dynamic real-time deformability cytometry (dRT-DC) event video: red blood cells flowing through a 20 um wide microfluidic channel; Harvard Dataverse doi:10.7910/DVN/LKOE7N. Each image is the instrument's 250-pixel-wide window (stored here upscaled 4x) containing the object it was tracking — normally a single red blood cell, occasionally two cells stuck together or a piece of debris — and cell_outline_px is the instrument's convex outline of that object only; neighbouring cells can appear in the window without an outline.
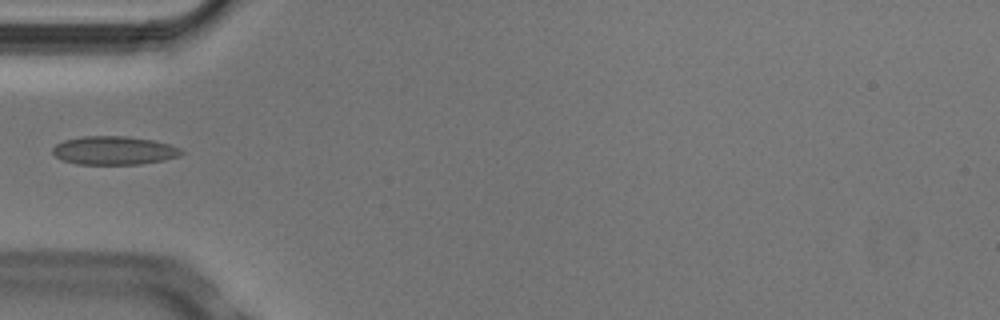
{"species": "Egyptian fruit bat (a non-hibernating species)", "species_latin": "Rousettus aegyptiacus", "temperature_condition": "cold", "stored_images_in_passage": 6, "camera_frame_rate_fps": 3000, "um_per_image_px": 0.085, "animal": {"sex": "male"}, "frame": {"image": 1, "passage_image": 6, "time_ms": 1.667, "image_size_px": [1000, 320], "cell_outline_px": [[184, 152], [180, 156], [164, 160], [140, 164], [76, 164], [60, 160], [52, 152], [52, 148], [56, 144], [64, 140], [84, 136], [128, 136], [152, 140], [168, 144], [180, 148]], "centroid_in_image_um": [9.67, 12.79], "position_along_channel_um": 75.3, "area_um2": 21.44}}